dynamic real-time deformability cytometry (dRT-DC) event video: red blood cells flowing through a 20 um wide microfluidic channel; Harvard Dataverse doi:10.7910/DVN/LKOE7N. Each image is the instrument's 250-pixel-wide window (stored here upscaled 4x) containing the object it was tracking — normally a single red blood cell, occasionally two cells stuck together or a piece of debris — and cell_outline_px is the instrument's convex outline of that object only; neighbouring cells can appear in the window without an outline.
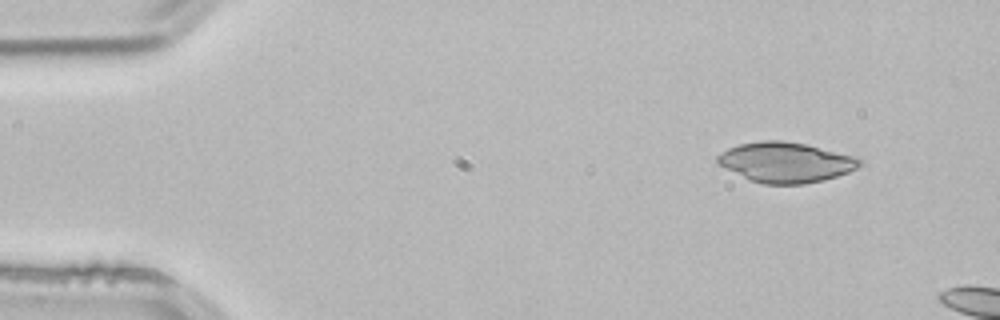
{"species": "common noctule bat (a hibernating species)", "species_latin": "Nyctalus noctula", "temperature_condition": "room temperature", "stored_images_in_passage": 2, "camera_frame_rate_fps": 3000, "um_per_image_px": 0.085, "animal": {"sex": "male", "body_mass_g": 21.5, "forearm_length_mm": 52.0}, "frame": {"image": 1, "passage_image": 1, "time_ms": 0.0, "image_size_px": [1000, 320], "cell_outline_px": [[864, 164], [848, 172], [824, 180], [804, 184], [760, 184], [748, 180], [720, 164], [716, 160], [716, 156], [720, 152], [728, 148], [740, 144], [760, 140], [784, 140], [808, 144], [860, 156], [864, 160]], "centroid_in_image_um": [66.85, 13.78], "position_along_channel_um": 18.1, "area_um2": 33.87}}